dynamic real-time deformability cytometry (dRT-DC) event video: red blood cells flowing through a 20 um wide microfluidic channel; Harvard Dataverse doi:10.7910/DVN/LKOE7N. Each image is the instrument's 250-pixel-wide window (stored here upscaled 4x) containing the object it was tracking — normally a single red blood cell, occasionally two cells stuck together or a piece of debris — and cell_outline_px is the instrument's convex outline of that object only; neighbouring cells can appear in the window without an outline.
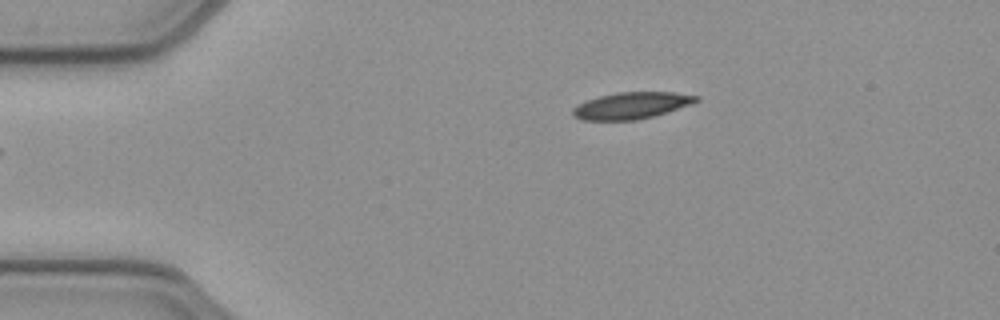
{"species": "common noctule bat (a hibernating species)", "species_latin": "Nyctalus noctula", "temperature_condition": "cold", "stored_images_in_passage": 36, "camera_frame_rate_fps": 3000, "um_per_image_px": 0.085, "animal": {"sex": "female", "body_mass_g": 21.9}, "frame": {"image": 1, "passage_image": 1, "time_ms": 0.0, "image_size_px": [1000, 320], "cell_outline_px": [[700, 100], [668, 112], [636, 120], [580, 120], [572, 116], [572, 108], [588, 100], [600, 96], [616, 92], [676, 92], [700, 96]], "centroid_in_image_um": [53.68, 8.97], "position_along_channel_um": 31.3, "area_um2": 19.13}}
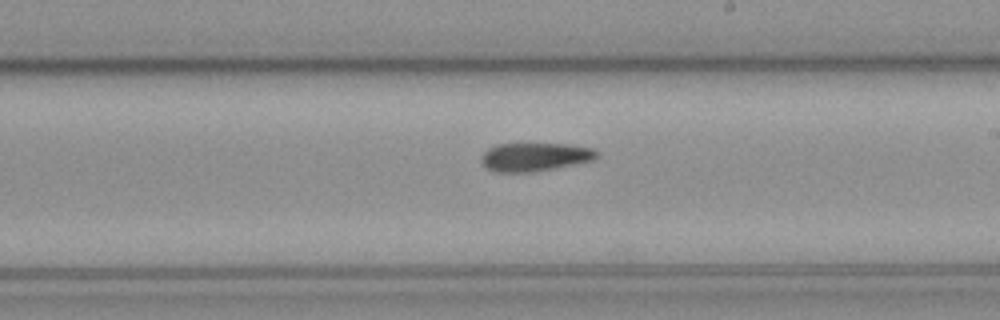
{"frame": {"image": 2, "passage_image": 21, "time_ms": 6.667, "image_size_px": [1000, 320], "cell_outline_px": [[600, 156], [592, 160], [556, 168], [528, 172], [496, 172], [484, 168], [480, 160], [480, 156], [488, 148], [496, 144], [568, 144], [592, 148], [600, 152]], "centroid_in_image_um": [45.44, 13.34], "position_along_channel_um": 243.6, "area_um2": 19.31}}
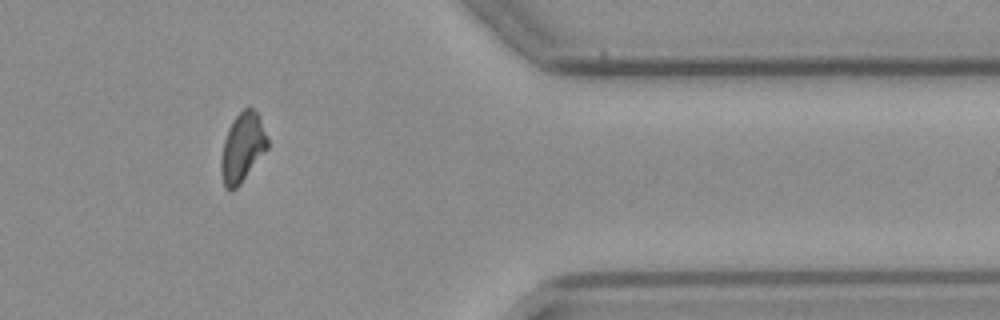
{"frame": {"image": 3, "passage_image": 34, "time_ms": 11.0, "image_size_px": [1000, 320], "cell_outline_px": [[268, 148], [240, 184], [232, 192], [224, 184], [220, 172], [220, 160], [224, 140], [228, 128], [232, 120], [244, 108], [252, 108], [256, 112], [268, 140]], "centroid_in_image_um": [20.58, 12.56], "position_along_channel_um": 390.8, "area_um2": 18.44}}